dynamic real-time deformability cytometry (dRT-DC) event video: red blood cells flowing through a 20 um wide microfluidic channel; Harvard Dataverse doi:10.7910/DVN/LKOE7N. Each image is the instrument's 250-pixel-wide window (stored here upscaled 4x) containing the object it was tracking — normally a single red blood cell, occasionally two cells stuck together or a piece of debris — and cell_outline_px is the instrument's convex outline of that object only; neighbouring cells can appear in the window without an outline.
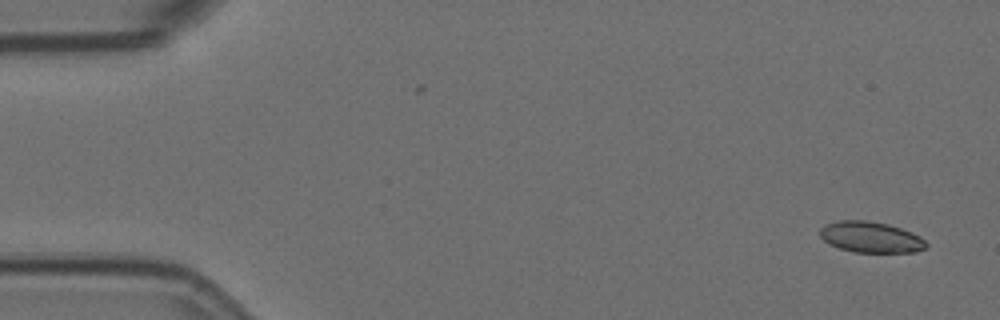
{"species": "Egyptian fruit bat (a non-hibernating species)", "species_latin": "Rousettus aegyptiacus", "temperature_condition": "room temperature", "stored_images_in_passage": 2, "camera_frame_rate_fps": 3000, "um_per_image_px": 0.085, "animal": {"sex": "female"}, "frame": {"image": 1, "passage_image": 2, "time_ms": 0.333, "image_size_px": [1000, 320], "cell_outline_px": [[928, 248], [916, 252], [852, 252], [840, 248], [824, 240], [820, 236], [820, 228], [824, 224], [836, 220], [868, 220], [888, 224], [912, 232], [920, 236], [928, 244]], "centroid_in_image_um": [74.03, 20.15], "position_along_channel_um": 11.0, "area_um2": 19.31}}